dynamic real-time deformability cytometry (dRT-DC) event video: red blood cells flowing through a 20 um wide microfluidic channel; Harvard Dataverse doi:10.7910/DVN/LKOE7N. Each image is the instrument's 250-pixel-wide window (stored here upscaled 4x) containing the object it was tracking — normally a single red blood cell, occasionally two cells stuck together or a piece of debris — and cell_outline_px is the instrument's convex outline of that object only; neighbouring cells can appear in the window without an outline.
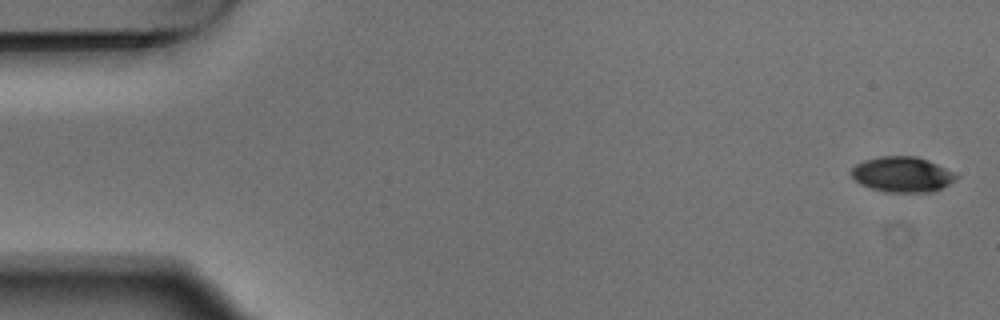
{"species": "Egyptian fruit bat (a non-hibernating species)", "species_latin": "Rousettus aegyptiacus", "temperature_condition": "warm", "stored_images_in_passage": 6, "segment_of_instrument_passage": [1, 2], "camera_frame_rate_fps": 3000, "um_per_image_px": 0.085, "animal": {"sex": "male"}, "frame": {"image": 1, "passage_image": 1, "time_ms": 0.0, "image_size_px": [1000, 320], "cell_outline_px": [[960, 176], [956, 180], [932, 192], [884, 192], [860, 184], [852, 176], [852, 168], [856, 164], [864, 160], [880, 156], [916, 156], [928, 160]], "centroid_in_image_um": [76.68, 14.82], "position_along_channel_um": 8.3, "area_um2": 21.44}}